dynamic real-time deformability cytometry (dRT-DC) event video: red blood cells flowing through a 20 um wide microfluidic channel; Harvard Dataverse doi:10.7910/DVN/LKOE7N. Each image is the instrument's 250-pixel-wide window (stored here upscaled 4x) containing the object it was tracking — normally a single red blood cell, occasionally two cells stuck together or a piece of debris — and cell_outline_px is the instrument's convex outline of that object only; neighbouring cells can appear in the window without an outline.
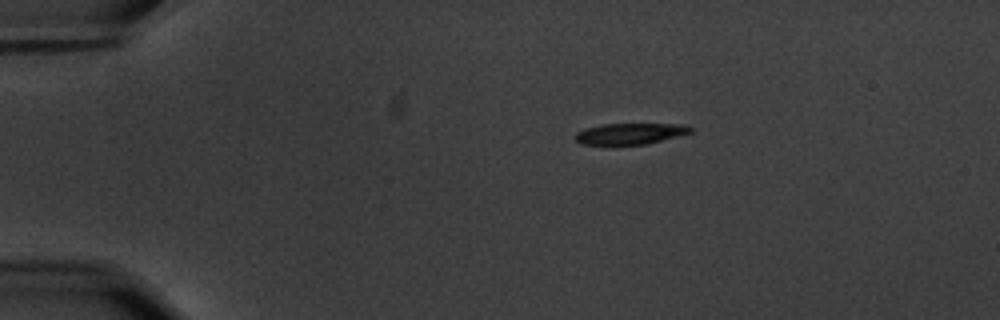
{"species": "common noctule bat (a hibernating species)", "species_latin": "Nyctalus noctula", "temperature_condition": "warm", "stored_images_in_passage": 47, "camera_frame_rate_fps": 3000, "um_per_image_px": 0.085, "animal": {"sex": "male", "body_mass_g": 20.1, "forearm_length_mm": 53.5}, "frame": {"image": 1, "passage_image": 1, "time_ms": 0.0, "image_size_px": [1000, 320], "cell_outline_px": [[692, 132], [648, 144], [580, 144], [576, 140], [576, 132], [588, 128], [604, 124], [684, 124], [692, 128]], "centroid_in_image_um": [53.59, 11.36], "position_along_channel_um": 31.4, "area_um2": 13.93}}
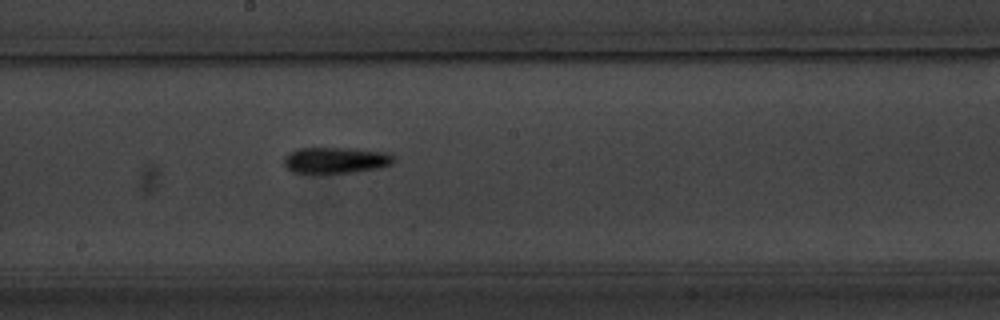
{"frame": {"image": 2, "passage_image": 22, "time_ms": 7.0, "image_size_px": [1000, 320], "cell_outline_px": [[396, 160], [392, 164], [380, 168], [352, 172], [292, 172], [284, 164], [284, 156], [288, 152], [300, 148], [352, 148], [388, 152], [396, 156]], "centroid_in_image_um": [28.6, 13.59], "position_along_channel_um": 219.6, "area_um2": 16.76}}
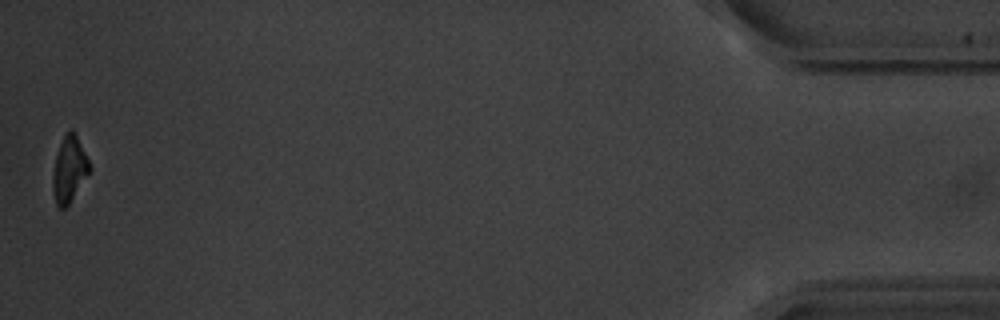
{"frame": {"image": 3, "passage_image": 47, "time_ms": 15.333, "image_size_px": [1000, 320], "cell_outline_px": [[92, 168], [68, 204], [64, 208], [60, 208], [56, 204], [52, 192], [52, 176], [56, 156], [60, 144], [68, 128], [72, 128], [76, 132]], "centroid_in_image_um": [5.88, 14.35], "position_along_channel_um": 429.3, "area_um2": 14.1}, "authors_computed_cell_mechanics": {"area_um2": 15.7794, "velocity_mm_per_s": 3.5507, "shape_relaxation_time_tau1_ms": 4.9925, "shape_relaxation_time_tau2_ms": null, "deformation_change_tau1": 0.198, "deformation_change_tau2": null}}